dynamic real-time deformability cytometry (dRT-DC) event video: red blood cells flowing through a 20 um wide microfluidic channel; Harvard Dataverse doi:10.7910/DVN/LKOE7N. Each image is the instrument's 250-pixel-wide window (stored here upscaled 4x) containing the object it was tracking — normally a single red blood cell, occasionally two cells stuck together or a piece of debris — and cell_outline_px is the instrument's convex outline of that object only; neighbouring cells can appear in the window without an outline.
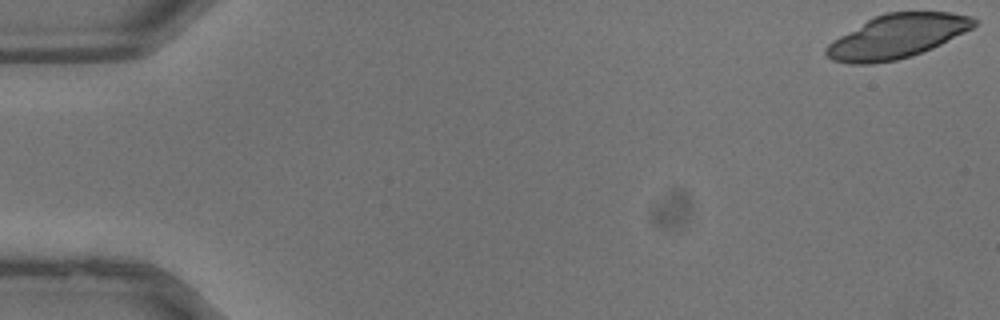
{"species": "common noctule bat (a hibernating species)", "species_latin": "Nyctalus noctula", "temperature_condition": "warm", "stored_images_in_passage": 12, "camera_frame_rate_fps": 3000, "um_per_image_px": 0.085, "animal": {"sex": "male", "body_mass_g": 13.3}, "frame": {"image": 1, "passage_image": 1, "time_ms": 0.0, "image_size_px": [1000, 320], "cell_outline_px": [[976, 24], [972, 28], [932, 48], [912, 56], [896, 60], [872, 64], [848, 64], [832, 60], [824, 52], [824, 48], [832, 40], [868, 20], [876, 16], [888, 12], [952, 12], [972, 16], [976, 20]], "centroid_in_image_um": [76.23, 3.1], "position_along_channel_um": 8.8, "area_um2": 37.51}}